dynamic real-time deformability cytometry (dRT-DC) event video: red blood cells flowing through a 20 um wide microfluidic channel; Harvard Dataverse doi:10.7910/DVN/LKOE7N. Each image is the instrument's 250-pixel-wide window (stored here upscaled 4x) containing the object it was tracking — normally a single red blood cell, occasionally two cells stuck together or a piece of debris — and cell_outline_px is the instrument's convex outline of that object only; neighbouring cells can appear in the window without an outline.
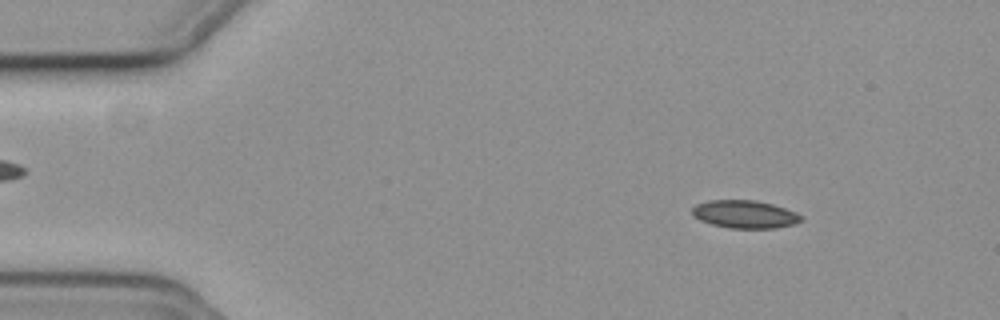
{"species": "common noctule bat (a hibernating species)", "species_latin": "Nyctalus noctula", "temperature_condition": "cold", "stored_images_in_passage": 19, "camera_frame_rate_fps": 3000, "um_per_image_px": 0.085, "animal": {"sex": "female", "body_mass_g": 19.3, "forearm_length_mm": 54.1}, "frame": {"image": 1, "passage_image": 7, "time_ms": 2.0, "image_size_px": [1000, 320], "cell_outline_px": [[804, 220], [796, 224], [776, 228], [728, 228], [712, 224], [700, 220], [692, 216], [692, 208], [696, 204], [708, 200], [756, 200], [772, 204], [796, 212], [804, 216]], "centroid_in_image_um": [63.33, 18.21], "position_along_channel_um": 21.7, "area_um2": 17.92}}
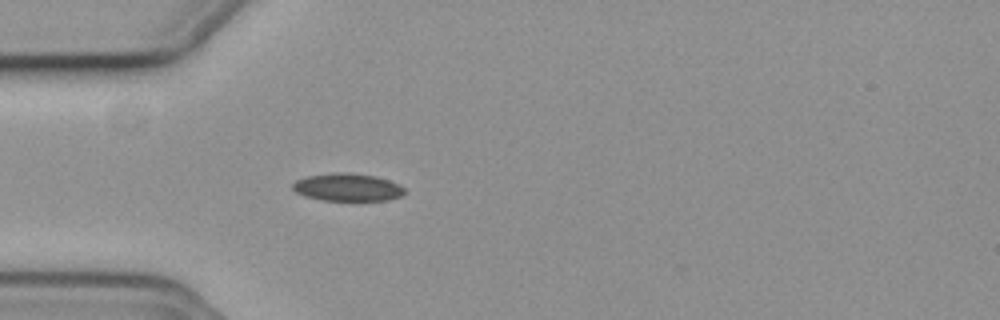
{"frame": {"image": 2, "passage_image": 16, "time_ms": 5.0, "image_size_px": [1000, 320], "cell_outline_px": [[404, 192], [400, 196], [388, 200], [320, 200], [304, 196], [296, 192], [292, 188], [292, 184], [296, 180], [308, 176], [332, 172], [348, 172], [376, 176], [400, 184], [404, 188]], "centroid_in_image_um": [29.52, 15.91], "position_along_channel_um": 55.5, "area_um2": 18.09}}